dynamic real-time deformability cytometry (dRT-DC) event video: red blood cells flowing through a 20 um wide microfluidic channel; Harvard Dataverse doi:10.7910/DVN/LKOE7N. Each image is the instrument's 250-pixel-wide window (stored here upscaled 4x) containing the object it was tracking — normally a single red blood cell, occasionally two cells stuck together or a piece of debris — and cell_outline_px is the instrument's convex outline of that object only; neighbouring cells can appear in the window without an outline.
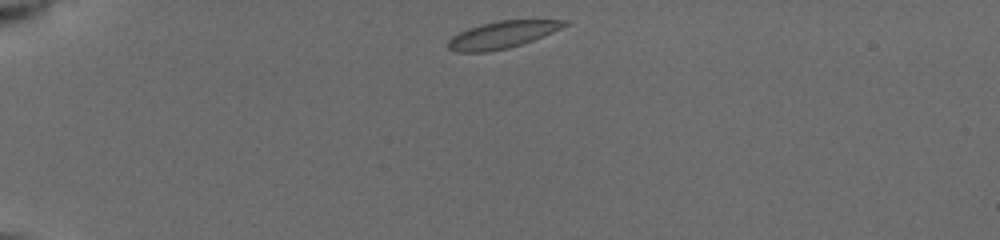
{"species": "common noctule bat (a hibernating species)", "species_latin": "Nyctalus noctula", "temperature_condition": "cold", "stored_images_in_passage": 29, "camera_frame_rate_fps": 3000, "um_per_image_px": 0.085, "animal": {"sex": "female", "body_mass_g": 19.5, "forearm_length_mm": 54.1}, "frame": {"image": 1, "passage_image": 1, "time_ms": 0.0, "image_size_px": [1000, 240], "cell_outline_px": [[572, 20], [568, 24], [552, 32], [532, 40], [508, 48], [488, 52], [456, 52], [448, 48], [448, 40], [452, 36], [468, 28], [480, 24], [500, 20]], "centroid_in_image_um": [42.66, 2.95], "position_along_channel_um": 42.3, "area_um2": 18.21}}
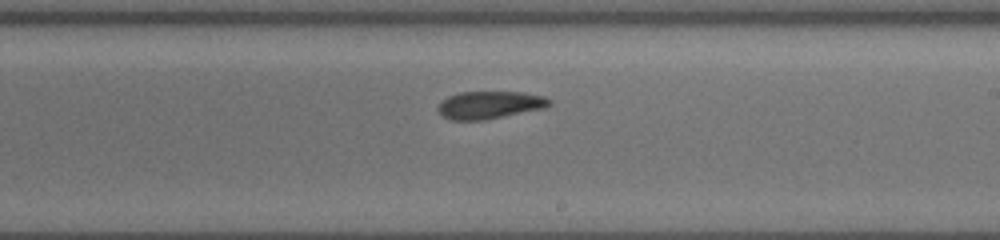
{"frame": {"image": 2, "passage_image": 16, "time_ms": 6.667, "image_size_px": [1000, 240], "cell_outline_px": [[552, 104], [544, 108], [484, 120], [448, 120], [440, 116], [436, 108], [440, 100], [448, 96], [460, 92], [524, 92], [544, 96], [552, 100]], "centroid_in_image_um": [41.57, 8.92], "position_along_channel_um": 247.4, "area_um2": 18.21}}
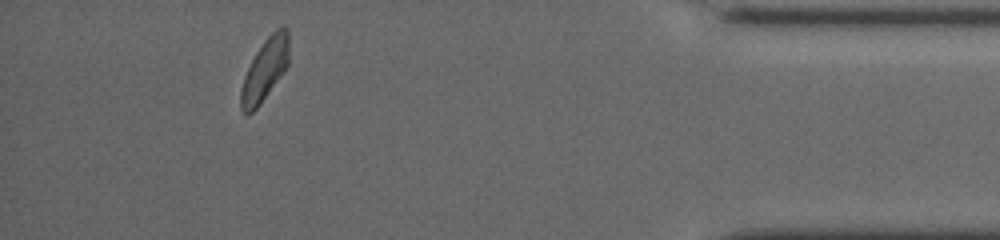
{"frame": {"image": 3, "passage_image": 27, "time_ms": 12.0, "image_size_px": [1000, 240], "cell_outline_px": [[288, 64], [284, 72], [260, 104], [248, 116], [240, 108], [240, 92], [244, 76], [256, 52], [264, 40], [276, 28], [284, 24], [288, 28]], "centroid_in_image_um": [22.52, 5.91], "position_along_channel_um": 412.7, "area_um2": 17.4}, "authors_computed_cell_mechanics": {"area_um2": 18.207, "velocity_mm_per_s": 3.8875, "shape_relaxation_time_tau1_ms": 5.1705, "shape_relaxation_time_tau2_ms": 2.3304, "deformation_change_tau1": 0.1119, "deformation_change_tau2": 0.0709}}